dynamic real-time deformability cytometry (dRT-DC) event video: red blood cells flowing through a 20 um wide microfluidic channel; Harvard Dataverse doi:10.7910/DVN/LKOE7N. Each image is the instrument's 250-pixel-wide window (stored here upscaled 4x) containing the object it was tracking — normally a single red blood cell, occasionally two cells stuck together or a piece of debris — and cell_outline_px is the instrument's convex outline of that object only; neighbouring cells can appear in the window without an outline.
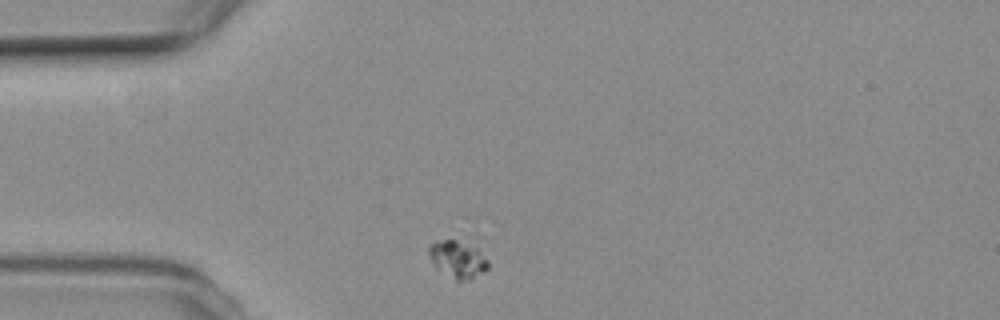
{"species": "common noctule bat (a hibernating species)", "species_latin": "Nyctalus noctula", "temperature_condition": "room temperature", "stored_images_in_passage": 1, "camera_frame_rate_fps": 3000, "um_per_image_px": 0.085, "animal": {"sex": "female", "body_mass_g": 19.3, "forearm_length_mm": 54.1}, "frame": {"image": 1, "passage_image": 1, "time_ms": 0.0, "image_size_px": [1000, 320], "cell_outline_px": [[488, 268], [484, 272], [468, 280], [456, 280], [436, 268], [428, 252], [428, 244], [440, 240], [456, 240], [476, 248], [488, 260]], "centroid_in_image_um": [38.89, 22.04], "position_along_channel_um": 46.1, "area_um2": 12.6}}